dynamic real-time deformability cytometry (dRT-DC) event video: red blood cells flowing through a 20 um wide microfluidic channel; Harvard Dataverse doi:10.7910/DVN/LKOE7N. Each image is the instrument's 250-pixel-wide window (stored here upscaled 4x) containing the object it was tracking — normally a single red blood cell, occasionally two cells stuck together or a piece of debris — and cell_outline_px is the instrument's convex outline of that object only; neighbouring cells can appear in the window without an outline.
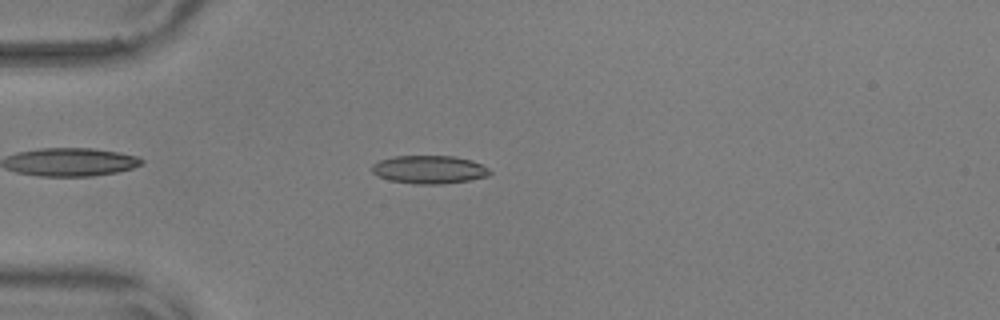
{"species": "common noctule bat (a hibernating species)", "species_latin": "Nyctalus noctula", "temperature_condition": "warm", "stored_images_in_passage": 55, "camera_frame_rate_fps": 3000, "um_per_image_px": 0.085, "animal": {"sex": "male", "body_mass_g": 17.9, "forearm_length_mm": 54.2}, "frame": {"image": 1, "passage_image": 15, "time_ms": 4.667, "image_size_px": [1000, 320], "cell_outline_px": [[492, 172], [488, 176], [468, 180], [440, 184], [412, 184], [388, 180], [372, 172], [372, 164], [380, 160], [396, 156], [452, 156], [472, 160], [488, 168]], "centroid_in_image_um": [36.48, 14.41], "position_along_channel_um": 48.5, "area_um2": 19.25}}
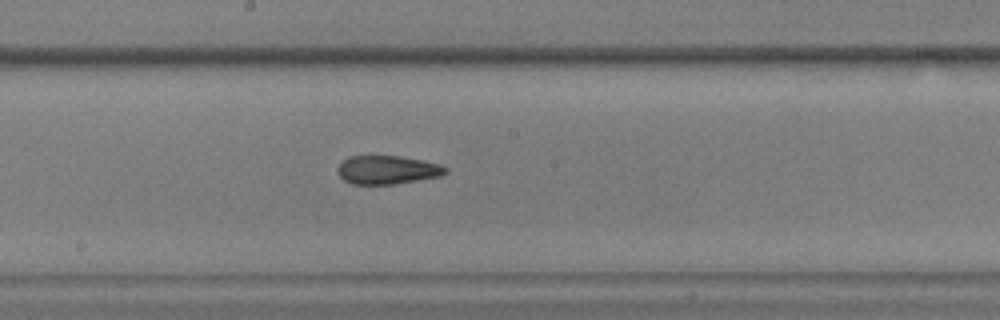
{"frame": {"image": 2, "passage_image": 30, "time_ms": 9.667, "image_size_px": [1000, 320], "cell_outline_px": [[448, 172], [440, 176], [396, 184], [352, 184], [344, 180], [336, 172], [336, 168], [348, 156], [400, 156], [424, 160], [440, 164], [448, 168]], "centroid_in_image_um": [32.93, 14.43], "position_along_channel_um": 215.3, "area_um2": 18.09}}
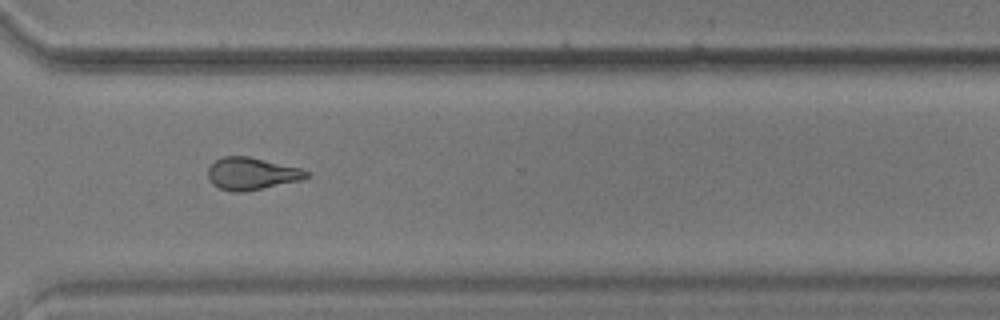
{"frame": {"image": 3, "passage_image": 41, "time_ms": 13.333, "image_size_px": [1000, 320], "cell_outline_px": [[312, 176], [300, 180], [244, 192], [232, 192], [220, 188], [212, 184], [208, 180], [208, 168], [216, 160], [224, 156], [248, 156], [300, 168], [308, 172]], "centroid_in_image_um": [21.37, 14.76], "position_along_channel_um": 349.2, "area_um2": 18.44}, "authors_computed_cell_mechanics": {"area_um2": 18.3226, "velocity_mm_per_s": 3.66, "shape_relaxation_time_tau1_ms": null, "shape_relaxation_time_tau2_ms": 3.8117, "deformation_change_tau1": null, "deformation_change_tau2": 0.1245}}